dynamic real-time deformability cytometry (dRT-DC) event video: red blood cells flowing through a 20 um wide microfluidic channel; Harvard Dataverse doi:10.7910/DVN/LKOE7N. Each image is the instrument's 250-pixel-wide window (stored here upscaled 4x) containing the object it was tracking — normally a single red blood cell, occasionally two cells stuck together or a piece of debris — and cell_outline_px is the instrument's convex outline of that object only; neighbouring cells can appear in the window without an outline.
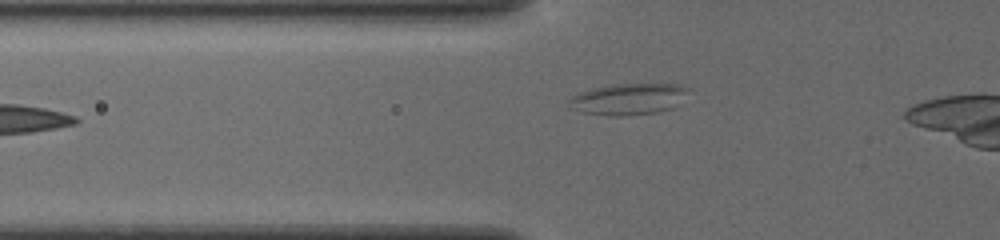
{"species": "common noctule bat (a hibernating species)", "species_latin": "Nyctalus noctula", "temperature_condition": "cold", "stored_images_in_passage": 30, "camera_frame_rate_fps": 3000, "um_per_image_px": 0.085, "animal": {"sex": "female", "body_mass_g": 19.5, "forearm_length_mm": 54.1}, "frame": {"image": 1, "passage_image": 2, "time_ms": 0.333, "image_size_px": [1000, 240], "cell_outline_px": [[688, 88], [672, 108], [656, 112], [620, 116], [612, 116], [584, 112], [572, 108], [568, 104], [568, 100], [572, 96], [580, 92], [592, 88], [612, 84], [680, 84]], "centroid_in_image_um": [53.34, 8.41], "position_along_channel_um": 72.5, "area_um2": 21.33}}
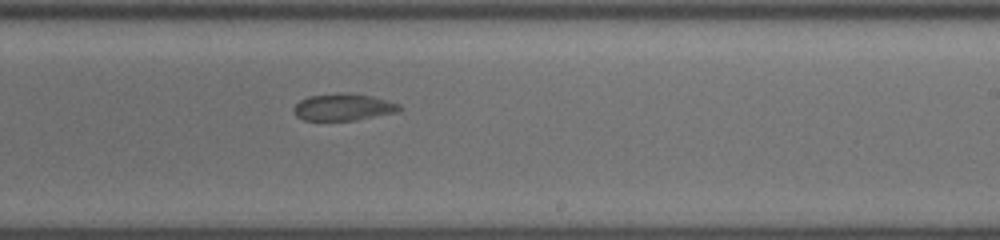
{"frame": {"image": 2, "passage_image": 17, "time_ms": 5.333, "image_size_px": [1000, 240], "cell_outline_px": [[404, 108], [396, 112], [352, 120], [304, 120], [296, 116], [292, 108], [300, 100], [308, 96], [340, 92], [348, 92], [372, 96], [388, 100], [400, 104]], "centroid_in_image_um": [29.17, 9.08], "position_along_channel_um": 259.8, "area_um2": 16.65}}
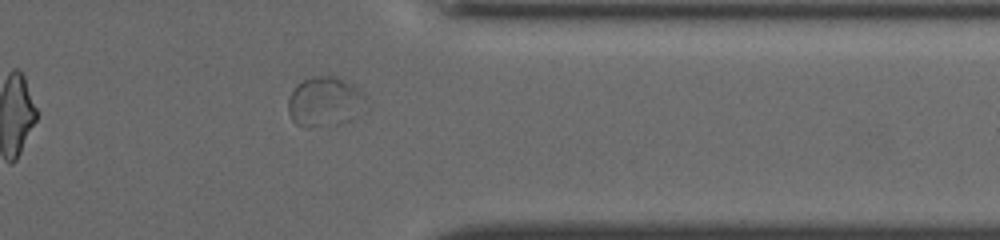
{"frame": {"image": 3, "passage_image": 27, "time_ms": 8.667, "image_size_px": [1000, 240], "cell_outline_px": [[368, 112], [320, 124], [296, 124], [292, 120], [288, 112], [288, 100], [296, 84], [312, 76], [332, 76], [344, 80], [352, 84], [364, 92], [368, 108]], "centroid_in_image_um": [27.64, 8.56], "position_along_channel_um": 383.8, "area_um2": 21.73}}